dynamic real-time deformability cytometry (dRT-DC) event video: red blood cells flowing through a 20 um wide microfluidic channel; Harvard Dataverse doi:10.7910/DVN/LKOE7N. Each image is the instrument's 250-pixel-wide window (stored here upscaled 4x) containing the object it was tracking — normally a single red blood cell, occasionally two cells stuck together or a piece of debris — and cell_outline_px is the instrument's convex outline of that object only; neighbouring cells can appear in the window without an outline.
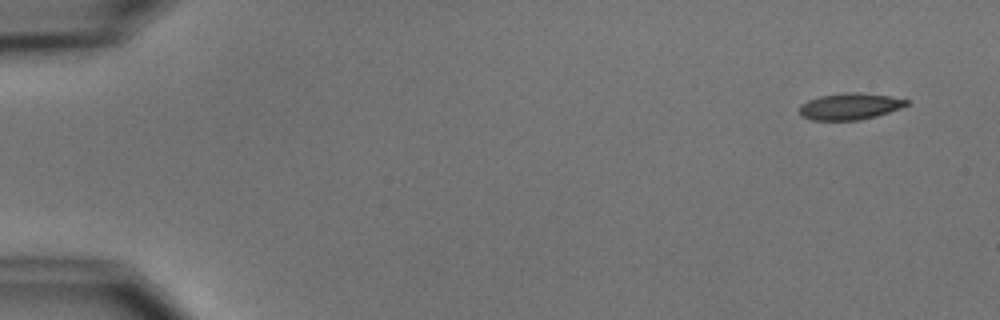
{"species": "common noctule bat (a hibernating species)", "species_latin": "Nyctalus noctula", "temperature_condition": "cold", "stored_images_in_passage": 6, "camera_frame_rate_fps": 3000, "um_per_image_px": 0.085, "animal": {"sex": "male", "body_mass_g": 15.6}, "frame": {"image": 1, "passage_image": 1, "time_ms": 0.0, "image_size_px": [1000, 320], "cell_outline_px": [[908, 104], [900, 108], [876, 116], [856, 120], [812, 120], [804, 116], [800, 112], [800, 104], [808, 100], [820, 96], [848, 92], [860, 92], [892, 96], [908, 100]], "centroid_in_image_um": [72.25, 9.03], "position_along_channel_um": 12.7, "area_um2": 16.42}}
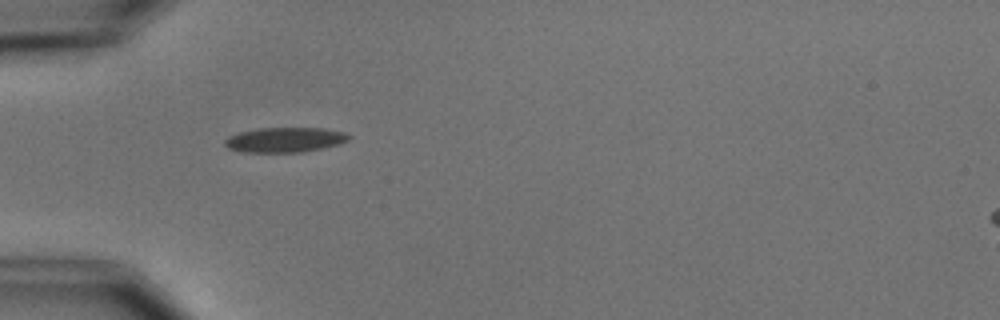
{"frame": {"image": 2, "passage_image": 5, "time_ms": 4.667, "image_size_px": [1000, 320], "cell_outline_px": [[352, 136], [348, 140], [340, 144], [300, 152], [244, 152], [228, 148], [224, 144], [224, 140], [228, 136], [240, 132], [260, 128], [324, 128], [344, 132]], "centroid_in_image_um": [24.22, 11.88], "position_along_channel_um": 60.8, "area_um2": 17.92}}